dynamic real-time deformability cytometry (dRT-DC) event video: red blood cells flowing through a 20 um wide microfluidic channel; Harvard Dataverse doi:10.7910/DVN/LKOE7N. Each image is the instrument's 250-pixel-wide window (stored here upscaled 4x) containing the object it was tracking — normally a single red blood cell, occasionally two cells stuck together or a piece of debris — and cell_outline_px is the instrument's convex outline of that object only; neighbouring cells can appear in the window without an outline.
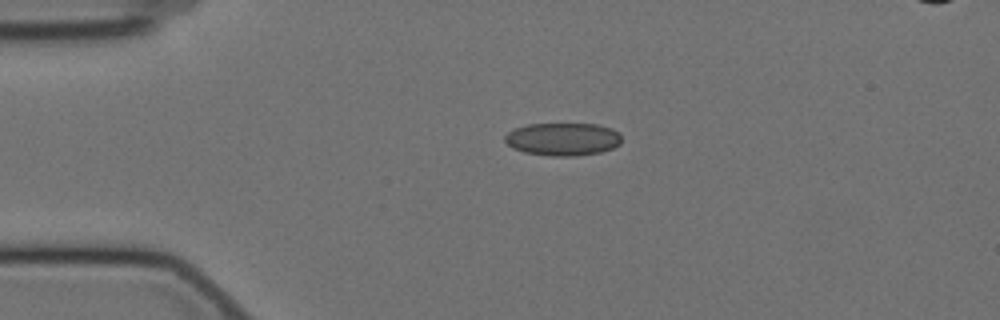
{"species": "Egyptian fruit bat (a non-hibernating species)", "species_latin": "Rousettus aegyptiacus", "temperature_condition": "cold", "stored_images_in_passage": 20, "camera_frame_rate_fps": 3000, "um_per_image_px": 0.085, "animal": {"sex": "female"}, "frame": {"image": 1, "passage_image": 1, "time_ms": 0.0, "image_size_px": [1000, 320], "cell_outline_px": [[620, 144], [612, 148], [600, 152], [576, 156], [552, 156], [524, 152], [512, 148], [504, 140], [504, 136], [508, 132], [516, 128], [528, 124], [596, 124], [612, 128], [620, 132]], "centroid_in_image_um": [47.84, 11.83], "position_along_channel_um": 37.2, "area_um2": 22.37}}
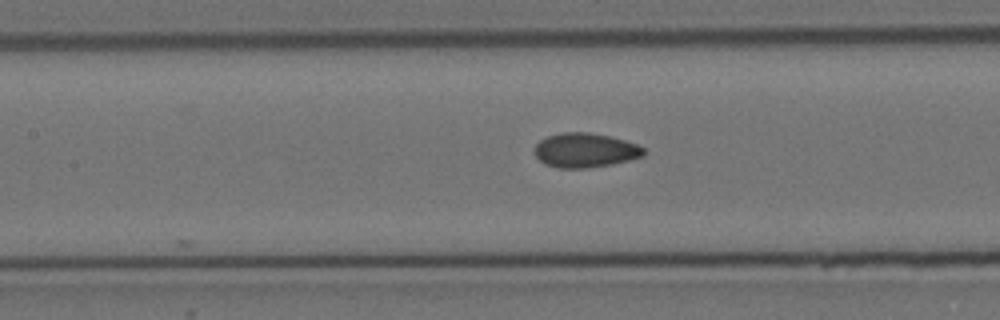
{"frame": {"image": 2, "passage_image": 14, "time_ms": 4.333, "image_size_px": [1000, 320], "cell_outline_px": [[644, 156], [612, 164], [588, 168], [556, 168], [544, 164], [536, 156], [536, 144], [540, 140], [548, 136], [560, 132], [588, 132], [608, 136], [624, 140], [636, 144], [644, 148]], "centroid_in_image_um": [49.72, 12.78], "position_along_channel_um": 157.7, "area_um2": 21.79}}
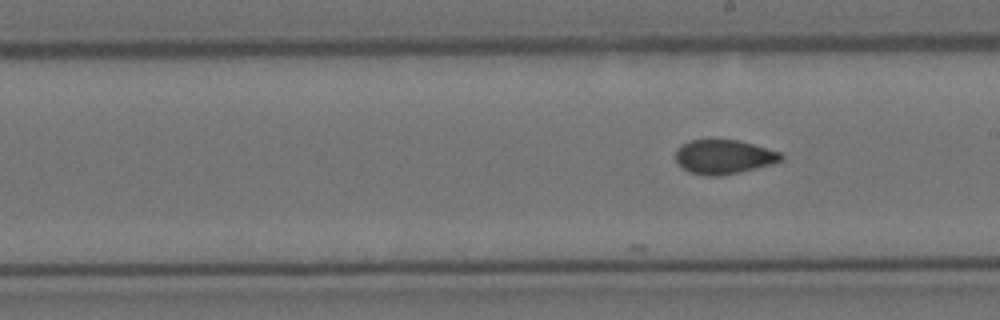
{"frame": {"image": 3, "passage_image": 20, "time_ms": 6.333, "image_size_px": [1000, 320], "cell_outline_px": [[784, 160], [772, 164], [740, 172], [720, 176], [704, 176], [688, 172], [676, 160], [676, 152], [680, 144], [692, 140], [736, 140], [752, 144], [780, 152], [784, 156]], "centroid_in_image_um": [61.53, 13.34], "position_along_channel_um": 227.5, "area_um2": 20.98}}